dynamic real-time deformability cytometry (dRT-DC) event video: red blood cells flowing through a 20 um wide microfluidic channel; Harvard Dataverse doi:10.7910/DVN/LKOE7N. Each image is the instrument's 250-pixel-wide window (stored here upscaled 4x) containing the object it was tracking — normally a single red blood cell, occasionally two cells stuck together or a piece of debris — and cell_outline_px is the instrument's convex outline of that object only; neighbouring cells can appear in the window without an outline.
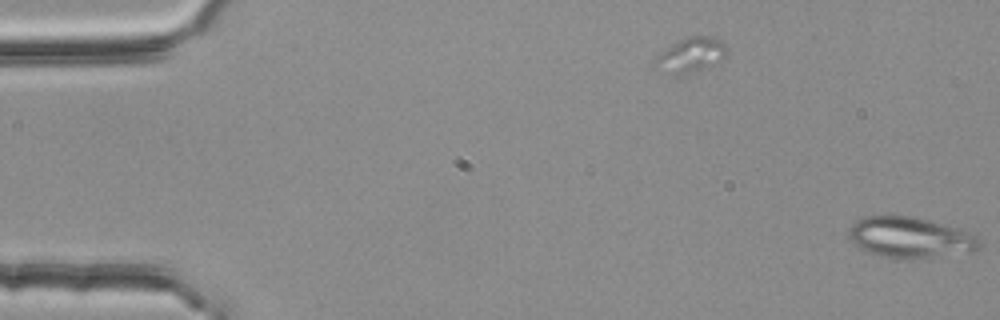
{"species": "common noctule bat (a hibernating species)", "species_latin": "Nyctalus noctula", "temperature_condition": "room temperature", "stored_images_in_passage": 6, "segment_of_instrument_passage": [2, 2], "camera_frame_rate_fps": 3000, "um_per_image_px": 0.085, "animal": {"sex": "female", "body_mass_g": 25.1}, "frame": {"image": 1, "passage_image": 6, "time_ms": 1.667, "image_size_px": [1000, 320], "cell_outline_px": [[980, 248], [972, 252], [908, 260], [880, 256], [868, 252], [860, 248], [848, 236], [848, 228], [856, 220], [864, 216], [912, 216], [968, 232], [980, 236]], "centroid_in_image_um": [77.36, 20.21], "position_along_channel_um": 7.6, "area_um2": 31.1}}